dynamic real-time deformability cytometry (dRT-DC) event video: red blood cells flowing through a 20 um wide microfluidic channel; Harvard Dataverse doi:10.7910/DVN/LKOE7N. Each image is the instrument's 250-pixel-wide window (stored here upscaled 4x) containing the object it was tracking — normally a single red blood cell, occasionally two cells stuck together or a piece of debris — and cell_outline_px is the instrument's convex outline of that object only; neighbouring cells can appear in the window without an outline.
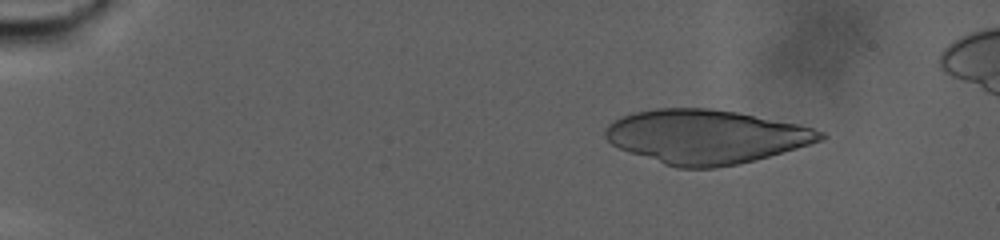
{"species": "human", "species_latin": "Homo sapiens", "temperature_condition": "warm", "stored_images_in_passage": 54, "camera_frame_rate_fps": 3000, "um_per_image_px": 0.085, "donor": {"sex": "male"}, "frame": {"image": 1, "passage_image": 13, "time_ms": 4.0, "image_size_px": [1000, 240], "cell_outline_px": [[828, 136], [820, 140], [796, 148], [756, 160], [716, 168], [676, 168], [628, 152], [612, 144], [604, 136], [604, 132], [608, 124], [624, 116], [636, 112], [656, 108], [712, 108], [736, 112], [796, 124], [812, 128], [824, 132]], "centroid_in_image_um": [59.98, 11.62], "position_along_channel_um": 25.0, "area_um2": 67.11}}